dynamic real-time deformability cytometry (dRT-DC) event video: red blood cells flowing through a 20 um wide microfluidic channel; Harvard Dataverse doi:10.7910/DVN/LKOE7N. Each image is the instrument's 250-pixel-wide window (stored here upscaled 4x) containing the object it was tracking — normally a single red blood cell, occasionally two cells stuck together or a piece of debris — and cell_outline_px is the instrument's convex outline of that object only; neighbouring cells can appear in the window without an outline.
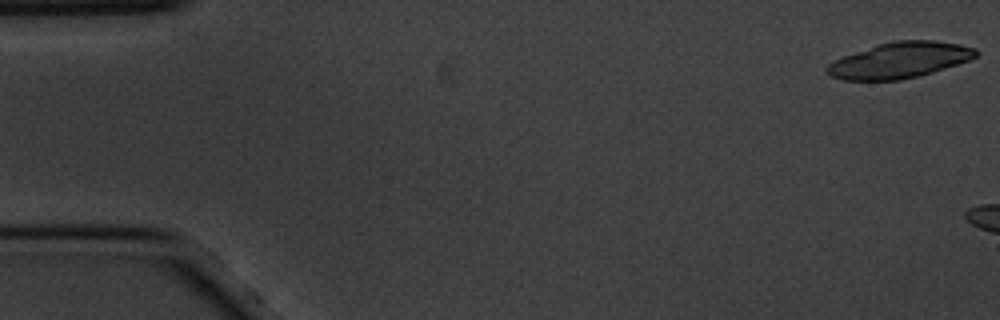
{"species": "common noctule bat (a hibernating species)", "species_latin": "Nyctalus noctula", "temperature_condition": "cold", "stored_images_in_passage": 9, "camera_frame_rate_fps": 3000, "um_per_image_px": 0.085, "animal": {"sex": "male", "body_mass_g": 20.1, "forearm_length_mm": 53.5}, "frame": {"image": 1, "passage_image": 1, "time_ms": 0.0, "image_size_px": [1000, 320], "cell_outline_px": [[980, 52], [976, 56], [968, 60], [932, 72], [900, 80], [840, 80], [832, 76], [824, 68], [832, 60], [876, 44], [892, 40], [936, 40], [960, 44], [976, 48]], "centroid_in_image_um": [76.45, 5.1], "position_along_channel_um": 8.6, "area_um2": 31.15}}